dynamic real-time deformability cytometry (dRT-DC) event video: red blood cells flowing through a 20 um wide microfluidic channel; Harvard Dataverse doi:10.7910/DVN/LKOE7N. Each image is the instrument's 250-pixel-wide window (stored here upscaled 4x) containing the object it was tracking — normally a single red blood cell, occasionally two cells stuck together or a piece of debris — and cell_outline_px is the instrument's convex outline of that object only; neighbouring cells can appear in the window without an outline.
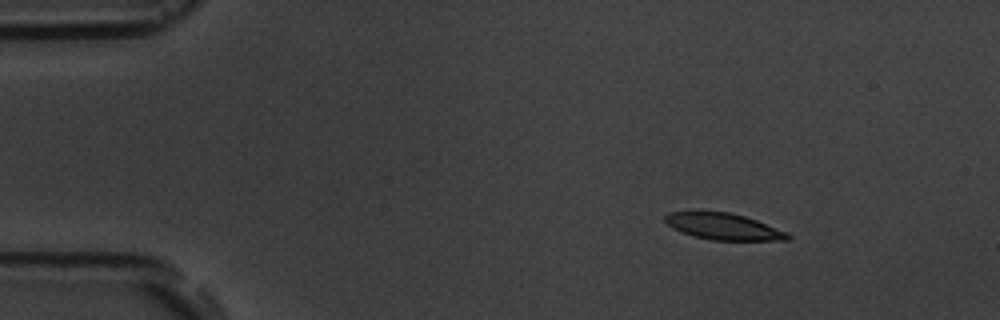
{"species": "common noctule bat (a hibernating species)", "species_latin": "Nyctalus noctula", "temperature_condition": "room temperature", "stored_images_in_passage": 9, "camera_frame_rate_fps": 3000, "um_per_image_px": 0.085, "animal": {"sex": "male", "body_mass_g": 19.5, "forearm_length_mm": 54.6}, "frame": {"image": 1, "passage_image": 1, "time_ms": 0.0, "image_size_px": [1000, 320], "cell_outline_px": [[792, 236], [788, 240], [712, 240], [680, 232], [672, 228], [664, 220], [664, 216], [668, 212], [692, 208], [728, 212], [744, 216], [756, 220], [788, 232]], "centroid_in_image_um": [61.4, 19.2], "position_along_channel_um": 23.6, "area_um2": 19.59}}
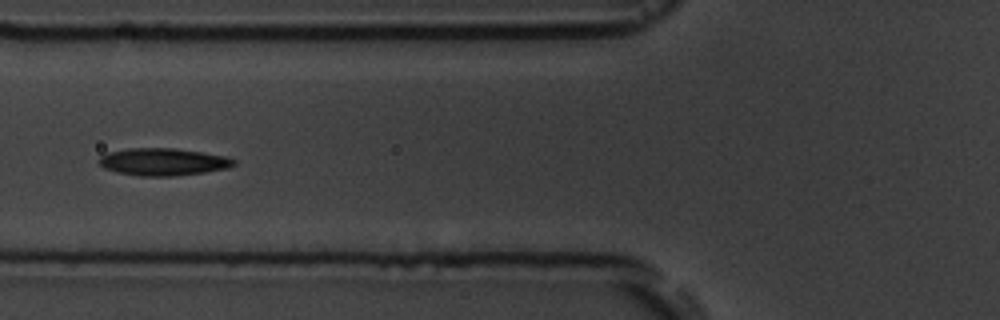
{"frame": {"image": 2, "passage_image": 5, "time_ms": 4.667, "image_size_px": [1000, 320], "cell_outline_px": [[236, 164], [228, 168], [204, 172], [176, 176], [140, 176], [116, 172], [104, 168], [96, 160], [100, 156], [108, 152], [128, 148], [176, 148], [228, 156], [236, 160]], "centroid_in_image_um": [13.87, 13.75], "position_along_channel_um": 111.9, "area_um2": 21.73}}
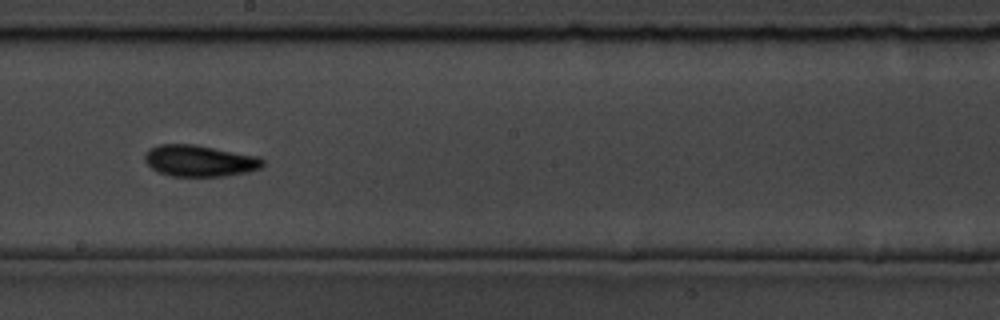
{"frame": {"image": 3, "passage_image": 8, "time_ms": 8.0, "image_size_px": [1000, 320], "cell_outline_px": [[264, 164], [260, 168], [248, 172], [224, 176], [172, 176], [156, 172], [144, 160], [144, 156], [148, 148], [160, 144], [192, 144], [260, 156], [264, 160]], "centroid_in_image_um": [16.96, 13.67], "position_along_channel_um": 231.2, "area_um2": 21.73}}